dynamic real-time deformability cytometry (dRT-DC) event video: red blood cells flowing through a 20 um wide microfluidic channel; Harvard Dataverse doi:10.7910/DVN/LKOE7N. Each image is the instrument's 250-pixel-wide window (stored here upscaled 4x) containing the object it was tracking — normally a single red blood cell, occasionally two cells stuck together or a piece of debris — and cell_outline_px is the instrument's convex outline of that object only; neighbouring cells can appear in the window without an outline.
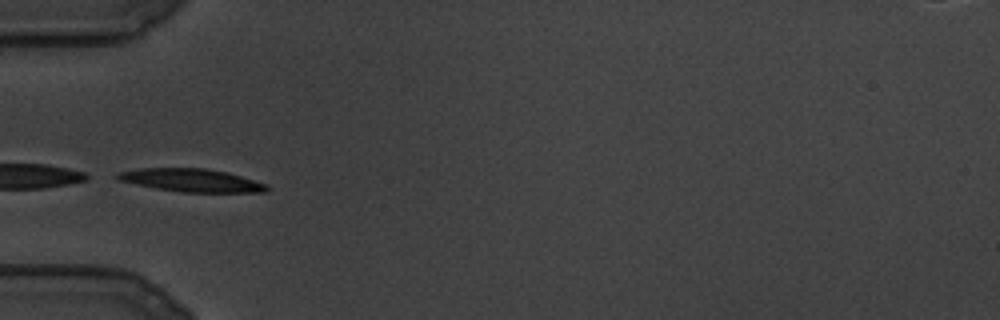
{"species": "common noctule bat (a hibernating species)", "species_latin": "Nyctalus noctula", "temperature_condition": "cold", "stored_images_in_passage": 45, "camera_frame_rate_fps": 3000, "um_per_image_px": 0.085, "animal": {"sex": "male", "body_mass_g": 19.5, "forearm_length_mm": 54.6}, "frame": {"image": 1, "passage_image": 1, "time_ms": 0.0, "image_size_px": [1000, 320], "cell_outline_px": [[268, 192], [184, 192], [156, 188], [136, 184], [120, 180], [112, 176], [116, 172], [140, 168], [204, 168], [228, 172], [268, 184]], "centroid_in_image_um": [16.27, 15.31], "position_along_channel_um": 68.7, "area_um2": 20.06}}